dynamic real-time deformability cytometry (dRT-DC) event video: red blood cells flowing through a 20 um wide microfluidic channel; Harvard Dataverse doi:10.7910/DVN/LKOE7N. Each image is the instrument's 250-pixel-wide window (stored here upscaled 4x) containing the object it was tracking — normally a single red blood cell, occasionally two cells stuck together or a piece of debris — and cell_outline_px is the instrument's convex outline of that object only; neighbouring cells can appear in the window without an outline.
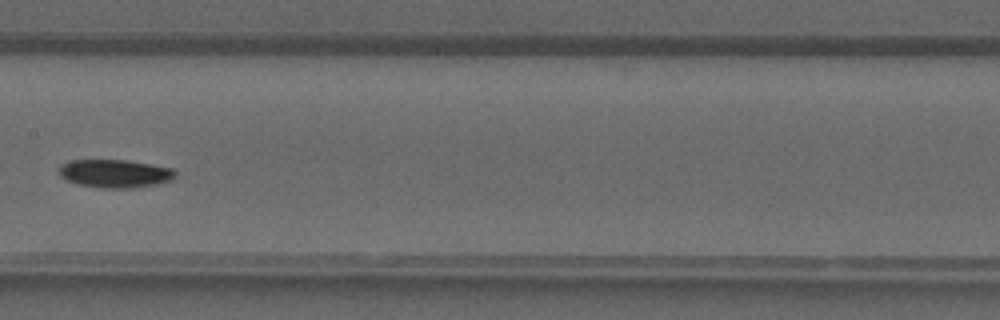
{"species": "common noctule bat (a hibernating species)", "species_latin": "Nyctalus noctula", "temperature_condition": "warm", "stored_images_in_passage": 29, "camera_frame_rate_fps": 3000, "um_per_image_px": 0.085, "animal": {"sex": "male", "forearm_length_mm": 52.5}, "frame": {"image": 1, "passage_image": 9, "time_ms": 2.667, "image_size_px": [1000, 320], "cell_outline_px": [[176, 176], [172, 180], [156, 184], [132, 188], [100, 188], [76, 184], [60, 176], [60, 164], [72, 160], [124, 160], [152, 164], [172, 168], [176, 172]], "centroid_in_image_um": [9.78, 14.75], "position_along_channel_um": 197.6, "area_um2": 19.13}}